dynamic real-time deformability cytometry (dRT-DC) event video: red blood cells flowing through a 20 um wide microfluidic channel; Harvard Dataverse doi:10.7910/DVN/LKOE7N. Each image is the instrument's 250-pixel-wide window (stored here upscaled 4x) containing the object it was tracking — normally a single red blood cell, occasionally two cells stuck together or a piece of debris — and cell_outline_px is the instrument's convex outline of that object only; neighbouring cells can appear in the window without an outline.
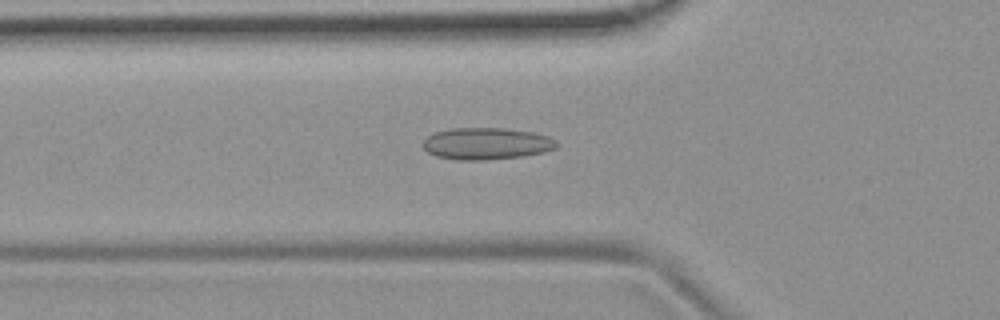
{"species": "common noctule bat (a hibernating species)", "species_latin": "Nyctalus noctula", "temperature_condition": "room temperature", "stored_images_in_passage": 38, "camera_frame_rate_fps": 3000, "um_per_image_px": 0.085, "animal": {"sex": "female", "body_mass_g": 19.9}, "frame": {"image": 1, "passage_image": 3, "time_ms": 0.667, "image_size_px": [1000, 320], "cell_outline_px": [[560, 144], [556, 148], [544, 152], [524, 156], [488, 160], [456, 160], [436, 156], [428, 152], [424, 148], [424, 140], [428, 136], [436, 132], [448, 128], [504, 128], [532, 132], [548, 136], [556, 140]], "centroid_in_image_um": [41.38, 12.21], "position_along_channel_um": 84.4, "area_um2": 24.97}}
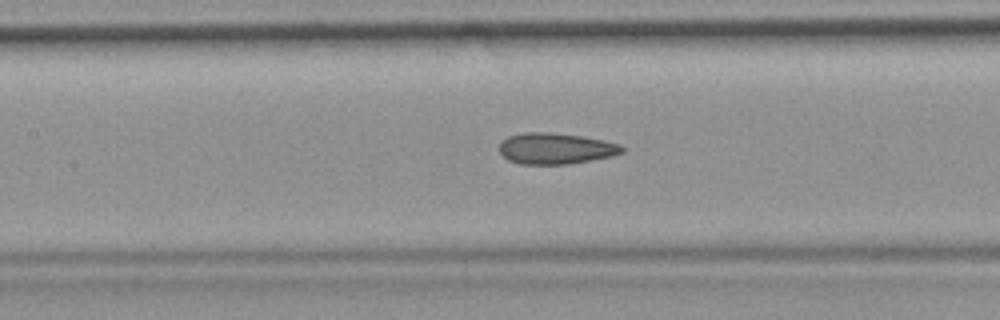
{"frame": {"image": 2, "passage_image": 9, "time_ms": 2.667, "image_size_px": [1000, 320], "cell_outline_px": [[624, 152], [612, 156], [568, 164], [520, 164], [508, 160], [500, 152], [500, 144], [508, 136], [524, 132], [552, 132], [580, 136], [604, 140], [620, 144], [624, 148]], "centroid_in_image_um": [47.24, 12.62], "position_along_channel_um": 160.2, "area_um2": 22.2}}
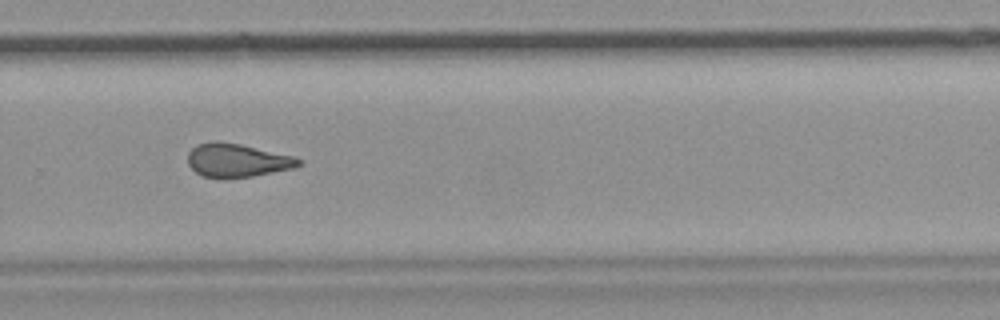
{"frame": {"image": 3, "passage_image": 21, "time_ms": 6.667, "image_size_px": [1000, 320], "cell_outline_px": [[304, 164], [296, 168], [252, 176], [204, 176], [196, 172], [188, 164], [188, 152], [196, 144], [216, 140], [240, 144], [292, 156], [304, 160]], "centroid_in_image_um": [20.2, 13.6], "position_along_channel_um": 309.6, "area_um2": 21.33}, "authors_computed_cell_mechanics": {"area_um2": 21.8484, "velocity_mm_per_s": 3.7544, "shape_relaxation_time_tau1_ms": null, "shape_relaxation_time_tau2_ms": 3.2116, "deformation_change_tau1": null, "deformation_change_tau2": 0.09}}